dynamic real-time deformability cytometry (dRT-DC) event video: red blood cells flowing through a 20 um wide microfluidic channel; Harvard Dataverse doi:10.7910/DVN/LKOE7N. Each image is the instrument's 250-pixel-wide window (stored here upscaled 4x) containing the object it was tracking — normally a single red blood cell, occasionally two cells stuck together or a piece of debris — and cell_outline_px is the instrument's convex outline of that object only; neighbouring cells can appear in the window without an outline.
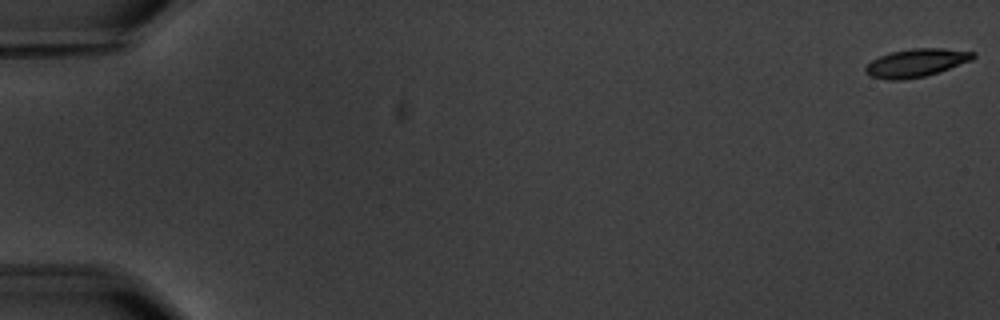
{"species": "common noctule bat (a hibernating species)", "species_latin": "Nyctalus noctula", "temperature_condition": "warm", "stored_images_in_passage": 4, "camera_frame_rate_fps": 3000, "um_per_image_px": 0.085, "animal": {"sex": "male", "body_mass_g": 20.1, "forearm_length_mm": 53.5}, "frame": {"image": 1, "passage_image": 1, "time_ms": 0.0, "image_size_px": [1000, 320], "cell_outline_px": [[976, 56], [972, 60], [924, 76], [900, 80], [888, 80], [872, 76], [864, 72], [864, 68], [872, 60], [888, 52], [912, 48], [944, 48], [976, 52]], "centroid_in_image_um": [77.86, 5.32], "position_along_channel_um": 7.1, "area_um2": 17.51}}